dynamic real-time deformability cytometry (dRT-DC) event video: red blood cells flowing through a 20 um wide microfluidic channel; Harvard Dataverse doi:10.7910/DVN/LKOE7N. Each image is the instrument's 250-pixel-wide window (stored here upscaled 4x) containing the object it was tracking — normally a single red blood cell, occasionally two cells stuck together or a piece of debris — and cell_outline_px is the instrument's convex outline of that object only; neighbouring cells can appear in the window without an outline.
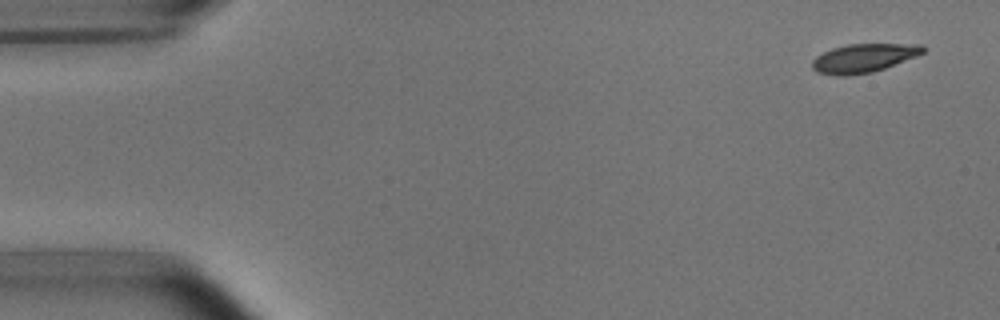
{"species": "common noctule bat (a hibernating species)", "species_latin": "Nyctalus noctula", "temperature_condition": "room temperature", "stored_images_in_passage": 5, "camera_frame_rate_fps": 3000, "um_per_image_px": 0.085, "animal": {"sex": "male", "body_mass_g": 15.6}, "frame": {"image": 1, "passage_image": 1, "time_ms": 0.0, "image_size_px": [1000, 320], "cell_outline_px": [[924, 52], [916, 56], [884, 68], [872, 72], [844, 76], [840, 76], [816, 72], [812, 68], [812, 60], [816, 56], [832, 48], [848, 44], [924, 44]], "centroid_in_image_um": [73.39, 4.93], "position_along_channel_um": 11.6, "area_um2": 18.38}}
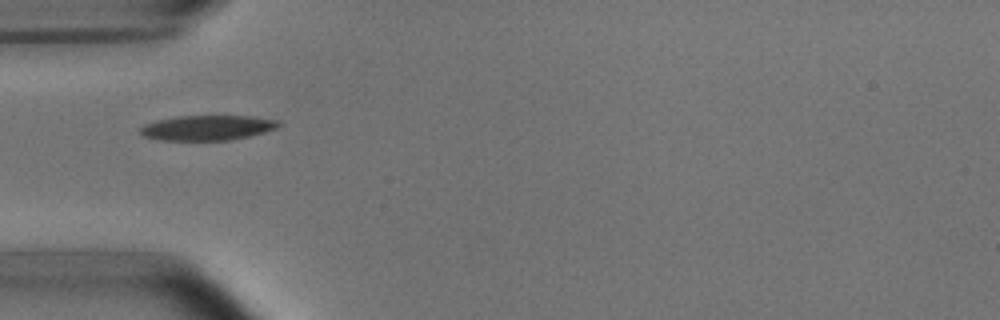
{"frame": {"image": 2, "passage_image": 5, "time_ms": 4.667, "image_size_px": [1000, 320], "cell_outline_px": [[280, 124], [276, 128], [264, 132], [248, 136], [228, 140], [160, 140], [144, 136], [140, 132], [140, 128], [144, 124], [156, 120], [180, 116], [252, 116], [276, 120]], "centroid_in_image_um": [17.59, 10.86], "position_along_channel_um": 67.4, "area_um2": 19.94}}